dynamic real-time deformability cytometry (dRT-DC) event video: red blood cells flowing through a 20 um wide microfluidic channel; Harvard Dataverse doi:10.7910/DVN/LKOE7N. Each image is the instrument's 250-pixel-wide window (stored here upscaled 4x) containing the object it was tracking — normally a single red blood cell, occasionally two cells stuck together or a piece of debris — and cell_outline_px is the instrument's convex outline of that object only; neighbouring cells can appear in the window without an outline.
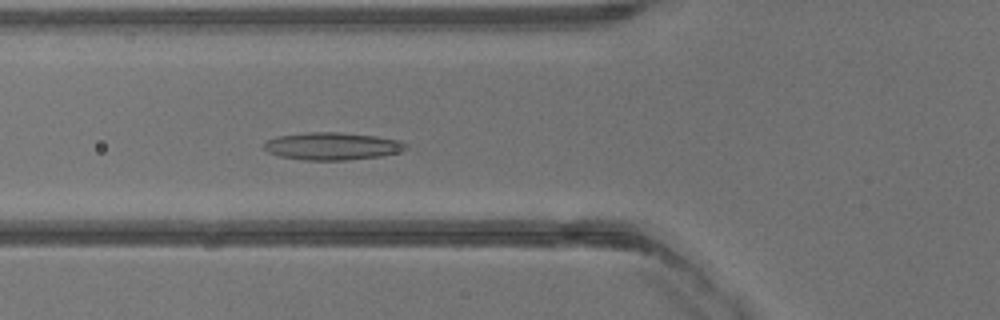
{"species": "common noctule bat (a hibernating species)", "species_latin": "Nyctalus noctula", "temperature_condition": "warm", "stored_images_in_passage": 13, "camera_frame_rate_fps": 3000, "um_per_image_px": 0.085, "animal": {"sex": "male", "body_mass_g": 13.3}, "frame": {"image": 1, "passage_image": 3, "time_ms": 0.667, "image_size_px": [1000, 320], "cell_outline_px": [[408, 148], [404, 152], [380, 156], [344, 160], [304, 160], [280, 156], [268, 152], [260, 144], [276, 136], [308, 132], [340, 132], [376, 136], [400, 140], [408, 144]], "centroid_in_image_um": [28.27, 12.42], "position_along_channel_um": 97.5, "area_um2": 23.0}}
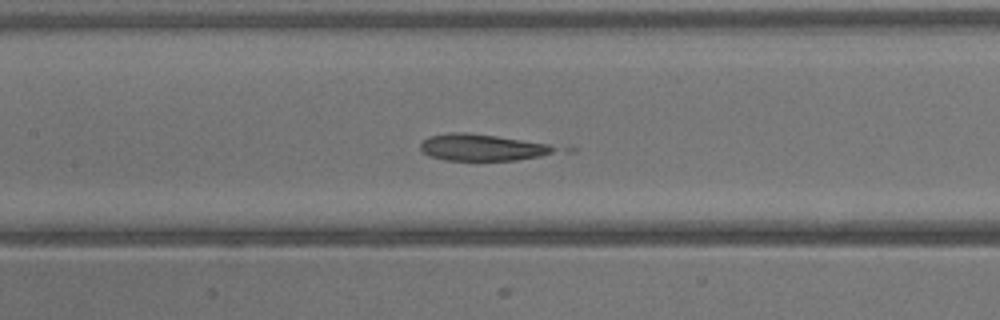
{"frame": {"image": 2, "passage_image": 7, "time_ms": 2.0, "image_size_px": [1000, 320], "cell_outline_px": [[556, 148], [552, 152], [540, 156], [516, 160], [444, 160], [428, 156], [420, 148], [420, 144], [428, 136], [448, 132], [468, 132], [496, 136], [548, 144]], "centroid_in_image_um": [40.89, 12.52], "position_along_channel_um": 166.5, "area_um2": 20.69}}
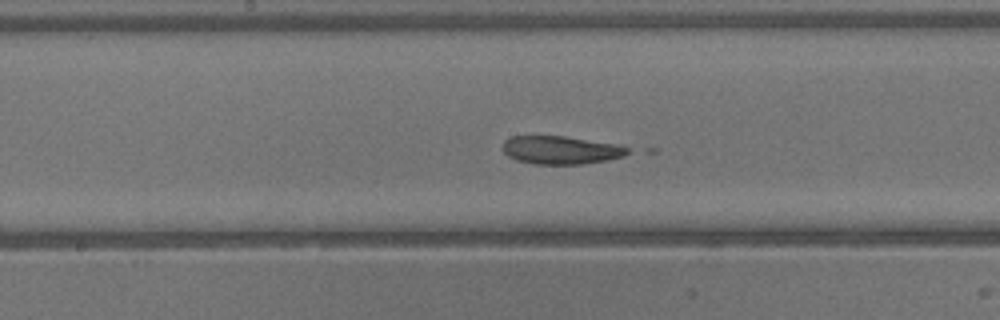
{"frame": {"image": 3, "passage_image": 9, "time_ms": 2.667, "image_size_px": [1000, 320], "cell_outline_px": [[632, 152], [624, 156], [608, 160], [580, 164], [532, 164], [516, 160], [508, 156], [504, 152], [504, 140], [512, 136], [564, 136], [620, 144], [628, 148]], "centroid_in_image_um": [47.71, 12.75], "position_along_channel_um": 200.5, "area_um2": 20.63}}